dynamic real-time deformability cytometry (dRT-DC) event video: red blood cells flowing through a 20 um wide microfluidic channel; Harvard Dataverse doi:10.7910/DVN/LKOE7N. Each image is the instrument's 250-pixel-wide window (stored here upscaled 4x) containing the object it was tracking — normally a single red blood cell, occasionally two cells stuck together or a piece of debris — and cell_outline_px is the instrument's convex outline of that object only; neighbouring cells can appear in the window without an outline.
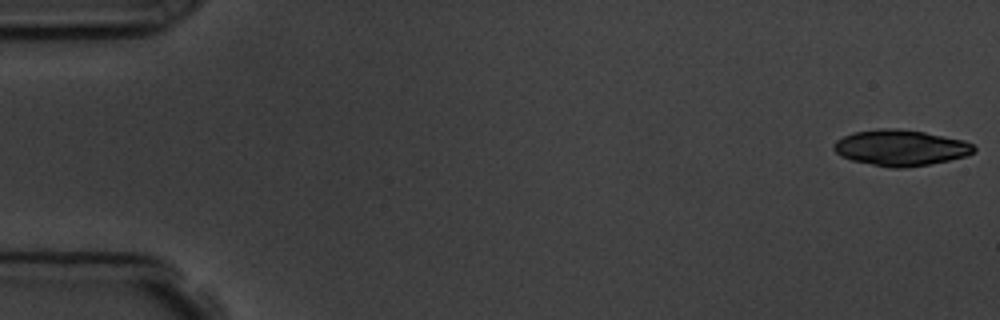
{"species": "common noctule bat (a hibernating species)", "species_latin": "Nyctalus noctula", "temperature_condition": "room temperature", "stored_images_in_passage": 15, "camera_frame_rate_fps": 3000, "um_per_image_px": 0.085, "animal": {"sex": "male", "body_mass_g": 19.5, "forearm_length_mm": 54.6}, "frame": {"image": 1, "passage_image": 1, "time_ms": 0.0, "image_size_px": [1000, 320], "cell_outline_px": [[976, 152], [968, 156], [928, 164], [904, 168], [892, 168], [852, 160], [840, 156], [832, 148], [832, 144], [836, 140], [852, 132], [880, 128], [896, 128], [924, 132], [964, 140], [972, 144], [976, 148]], "centroid_in_image_um": [76.54, 12.55], "position_along_channel_um": 8.5, "area_um2": 29.42}, "authors_computed_cell_mechanics": {"area_um2": 29.0734, "velocity_mm_per_s": 3.7683, "shape_relaxation_time_tau1_ms": 11.1468, "shape_relaxation_time_tau2_ms": 10.7513, "deformation_change_tau1": 0.2414, "deformation_change_tau2": 0.2461}}